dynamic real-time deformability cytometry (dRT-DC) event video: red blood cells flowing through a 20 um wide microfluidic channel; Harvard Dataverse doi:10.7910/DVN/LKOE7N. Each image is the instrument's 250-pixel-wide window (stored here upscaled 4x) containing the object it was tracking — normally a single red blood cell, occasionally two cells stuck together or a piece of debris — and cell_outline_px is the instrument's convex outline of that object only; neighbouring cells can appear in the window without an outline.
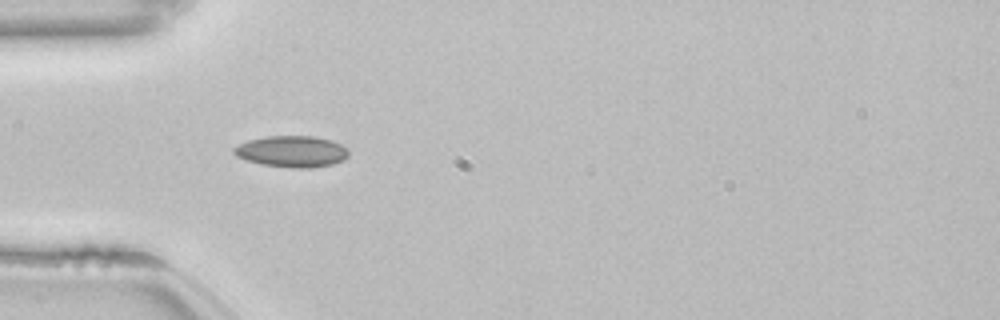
{"species": "common noctule bat (a hibernating species)", "species_latin": "Nyctalus noctula", "temperature_condition": "room temperature", "stored_images_in_passage": 53, "camera_frame_rate_fps": 3000, "um_per_image_px": 0.085, "animal": {"sex": "female", "body_mass_g": 22.7, "forearm_length_mm": 54.2}, "frame": {"image": 1, "passage_image": 16, "time_ms": 5.0, "image_size_px": [1000, 320], "cell_outline_px": [[348, 156], [344, 160], [332, 164], [312, 168], [292, 168], [260, 164], [236, 156], [232, 152], [232, 148], [248, 140], [264, 136], [316, 136], [332, 140], [348, 148]], "centroid_in_image_um": [24.81, 12.87], "position_along_channel_um": 60.2, "area_um2": 21.15}, "authors_computed_cell_mechanics": {"area_um2": 19.1896, "velocity_mm_per_s": 3.8482, "shape_relaxation_time_tau1_ms": null, "shape_relaxation_time_tau2_ms": 6.3975, "deformation_change_tau1": null, "deformation_change_tau2": 0.0991}}